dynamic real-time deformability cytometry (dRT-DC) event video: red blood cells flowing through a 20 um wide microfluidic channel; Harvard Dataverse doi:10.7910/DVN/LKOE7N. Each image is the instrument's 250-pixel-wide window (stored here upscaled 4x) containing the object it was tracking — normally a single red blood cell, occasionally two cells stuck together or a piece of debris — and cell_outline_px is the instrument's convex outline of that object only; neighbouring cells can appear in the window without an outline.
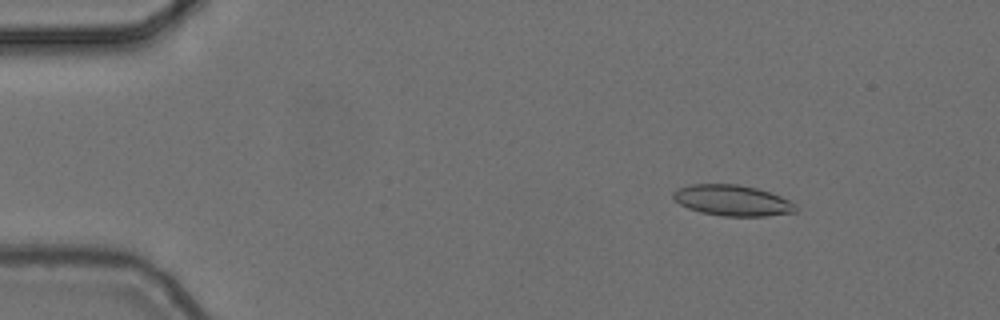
{"species": "common noctule bat (a hibernating species)", "species_latin": "Nyctalus noctula", "temperature_condition": "cold", "stored_images_in_passage": 5, "camera_frame_rate_fps": 3000, "um_per_image_px": 0.085, "animal": {"sex": "female", "body_mass_g": 24.6, "forearm_length_mm": 56.2}, "frame": {"image": 1, "passage_image": 2, "time_ms": 0.333, "image_size_px": [1000, 320], "cell_outline_px": [[796, 212], [768, 216], [724, 216], [700, 212], [688, 208], [680, 204], [672, 196], [672, 192], [688, 184], [740, 184], [756, 188], [780, 196], [796, 204]], "centroid_in_image_um": [62.25, 17.03], "position_along_channel_um": 22.8, "area_um2": 21.96}}
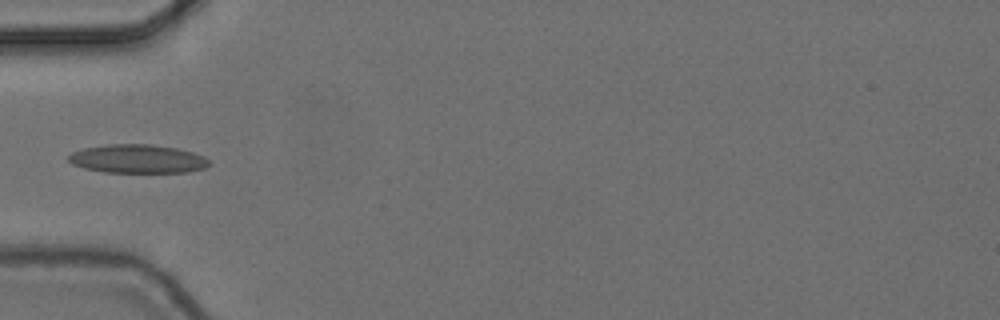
{"frame": {"image": 2, "passage_image": 5, "time_ms": 1.333, "image_size_px": [1000, 320], "cell_outline_px": [[212, 164], [204, 168], [188, 172], [104, 172], [84, 168], [72, 164], [68, 160], [68, 156], [72, 152], [84, 148], [108, 144], [148, 144], [176, 148], [192, 152], [204, 156]], "centroid_in_image_um": [11.7, 13.5], "position_along_channel_um": 73.3, "area_um2": 23.41}}